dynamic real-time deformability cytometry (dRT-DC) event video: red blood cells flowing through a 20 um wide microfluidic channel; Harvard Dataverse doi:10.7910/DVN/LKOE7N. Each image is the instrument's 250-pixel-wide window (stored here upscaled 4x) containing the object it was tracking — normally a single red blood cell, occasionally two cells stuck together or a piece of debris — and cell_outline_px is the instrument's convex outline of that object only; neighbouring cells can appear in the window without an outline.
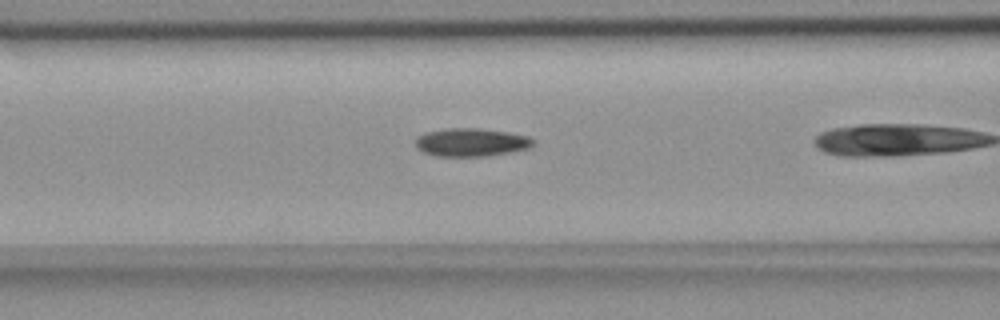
{"species": "common noctule bat (a hibernating species)", "species_latin": "Nyctalus noctula", "temperature_condition": "room temperature", "stored_images_in_passage": 40, "camera_frame_rate_fps": 3000, "um_per_image_px": 0.085, "animal": {"sex": "female", "body_mass_g": 18.4}, "frame": {"image": 1, "passage_image": 19, "time_ms": 6.0, "image_size_px": [1000, 320], "cell_outline_px": [[536, 144], [532, 148], [512, 152], [488, 156], [436, 156], [424, 152], [416, 148], [416, 136], [424, 132], [448, 128], [480, 128], [508, 132], [528, 136]], "centroid_in_image_um": [40.07, 12.09], "position_along_channel_um": 126.5, "area_um2": 19.59}}
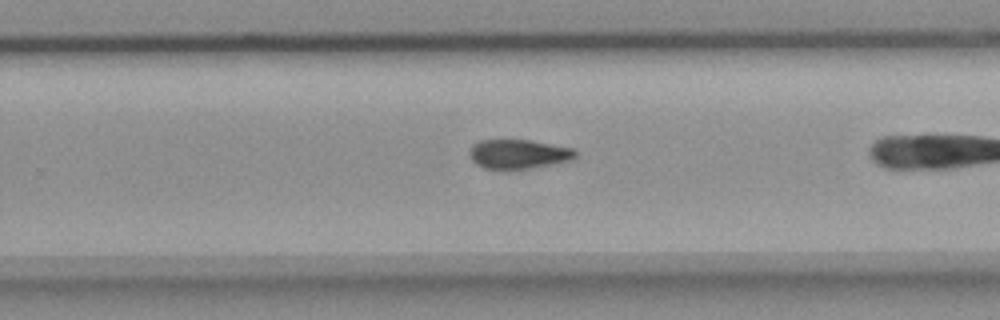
{"frame": {"image": 2, "passage_image": 32, "time_ms": 10.333, "image_size_px": [1000, 320], "cell_outline_px": [[576, 156], [572, 160], [556, 164], [528, 168], [484, 168], [476, 164], [472, 160], [468, 152], [472, 144], [480, 140], [532, 140], [572, 148], [576, 152]], "centroid_in_image_um": [44.07, 13.08], "position_along_channel_um": 285.7, "area_um2": 18.03}}
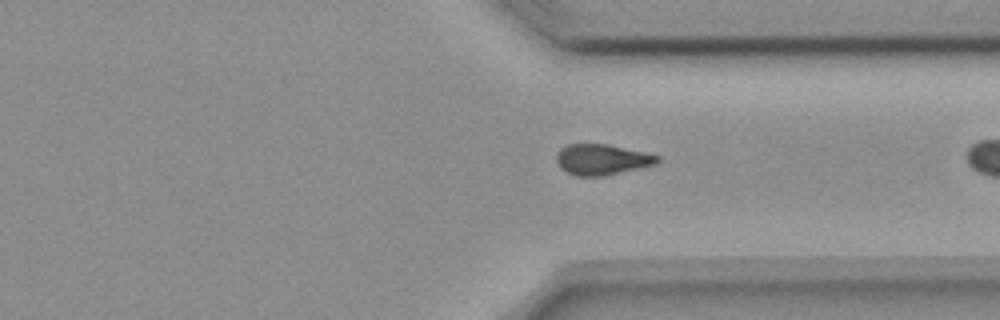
{"frame": {"image": 3, "passage_image": 38, "time_ms": 12.333, "image_size_px": [1000, 320], "cell_outline_px": [[660, 160], [656, 164], [640, 168], [604, 176], [576, 176], [560, 168], [556, 160], [556, 156], [560, 148], [568, 144], [608, 144], [648, 152], [660, 156]], "centroid_in_image_um": [51.19, 13.55], "position_along_channel_um": 360.2, "area_um2": 18.26}}